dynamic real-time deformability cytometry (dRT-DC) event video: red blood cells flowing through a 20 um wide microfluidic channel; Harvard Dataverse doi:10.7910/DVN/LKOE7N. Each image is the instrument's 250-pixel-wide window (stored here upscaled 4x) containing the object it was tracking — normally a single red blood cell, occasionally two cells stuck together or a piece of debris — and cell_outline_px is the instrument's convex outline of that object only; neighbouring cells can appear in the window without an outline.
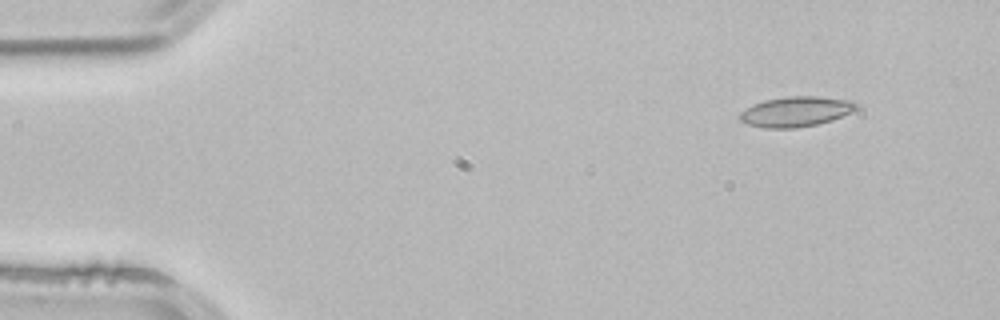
{"species": "common noctule bat (a hibernating species)", "species_latin": "Nyctalus noctula", "temperature_condition": "room temperature", "stored_images_in_passage": 3, "camera_frame_rate_fps": 3000, "um_per_image_px": 0.085, "animal": {"sex": "male", "body_mass_g": 21.5, "forearm_length_mm": 52.0}, "frame": {"image": 1, "passage_image": 2, "time_ms": 0.333, "image_size_px": [1000, 320], "cell_outline_px": [[856, 108], [852, 112], [832, 120], [816, 124], [796, 128], [764, 128], [748, 124], [740, 120], [740, 112], [752, 104], [764, 100], [788, 96], [820, 96], [852, 100], [856, 104]], "centroid_in_image_um": [67.64, 9.48], "position_along_channel_um": 17.4, "area_um2": 20.46}}